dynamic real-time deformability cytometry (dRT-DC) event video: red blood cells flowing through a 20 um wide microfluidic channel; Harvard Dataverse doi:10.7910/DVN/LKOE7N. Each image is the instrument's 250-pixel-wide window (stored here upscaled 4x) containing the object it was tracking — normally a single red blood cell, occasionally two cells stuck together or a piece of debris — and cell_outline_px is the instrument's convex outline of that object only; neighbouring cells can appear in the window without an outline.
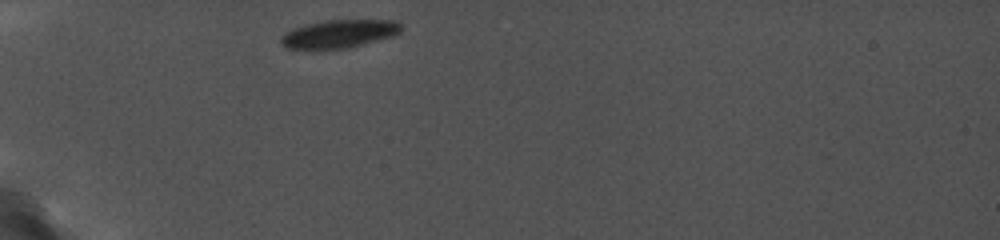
{"species": "common noctule bat (a hibernating species)", "species_latin": "Nyctalus noctula", "temperature_condition": "cold", "stored_images_in_passage": 20, "camera_frame_rate_fps": 5000, "um_per_image_px": 0.085, "animal": {"sex": "female", "body_mass_g": 19.0, "forearm_length_mm": 56.7}, "frame": {"image": 1, "passage_image": 1, "time_ms": 0.0, "image_size_px": [1000, 240], "cell_outline_px": [[400, 32], [392, 36], [348, 48], [324, 52], [316, 52], [288, 48], [280, 44], [280, 36], [284, 32], [292, 28], [324, 20], [396, 20], [400, 24]], "centroid_in_image_um": [28.71, 2.92], "position_along_channel_um": 56.3, "area_um2": 20.46}}
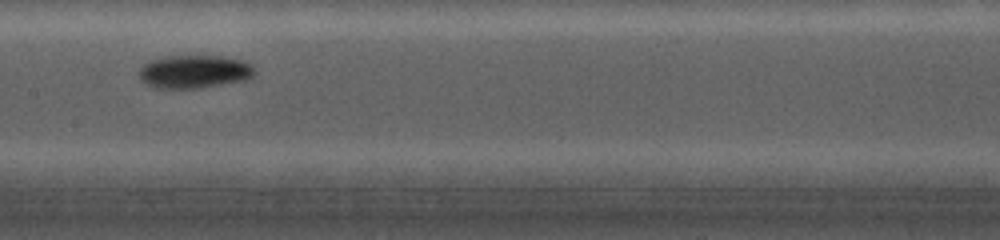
{"frame": {"image": 2, "passage_image": 11, "time_ms": 4.2, "image_size_px": [1000, 240], "cell_outline_px": [[256, 72], [252, 76], [244, 80], [200, 88], [156, 88], [144, 84], [140, 80], [140, 68], [148, 60], [164, 56], [220, 56], [240, 60], [252, 64]], "centroid_in_image_um": [16.48, 6.09], "position_along_channel_um": 190.9, "area_um2": 22.37}}
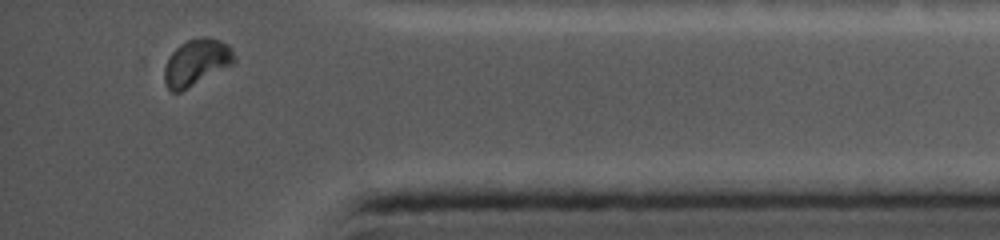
{"frame": {"image": 3, "passage_image": 20, "time_ms": 10.4, "image_size_px": [1000, 240], "cell_outline_px": [[236, 60], [232, 64], [180, 92], [172, 92], [168, 88], [164, 80], [164, 68], [168, 56], [180, 44], [188, 40], [200, 36], [204, 36], [220, 40], [228, 44], [232, 48], [236, 56]], "centroid_in_image_um": [16.69, 5.28], "position_along_channel_um": 418.5, "area_um2": 18.9}}